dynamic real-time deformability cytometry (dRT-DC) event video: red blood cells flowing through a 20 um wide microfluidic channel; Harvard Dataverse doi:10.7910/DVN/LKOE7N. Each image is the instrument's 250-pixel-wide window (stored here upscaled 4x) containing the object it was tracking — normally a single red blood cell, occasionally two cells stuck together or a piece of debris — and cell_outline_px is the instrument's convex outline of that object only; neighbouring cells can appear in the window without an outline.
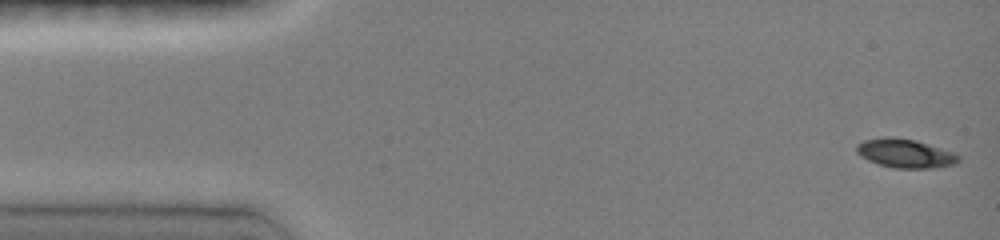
{"species": "common noctule bat (a hibernating species)", "species_latin": "Nyctalus noctula", "temperature_condition": "room temperature", "stored_images_in_passage": 34, "camera_frame_rate_fps": 3000, "um_per_image_px": 0.085, "animal": {"sex": "female", "body_mass_g": 19.0, "forearm_length_mm": 51.5}, "frame": {"image": 1, "passage_image": 1, "time_ms": 0.0, "image_size_px": [1000, 240], "cell_outline_px": [[960, 160], [952, 164], [932, 168], [892, 168], [868, 160], [856, 152], [856, 144], [864, 140], [888, 136], [916, 140], [952, 152], [960, 156]], "centroid_in_image_um": [76.91, 13.03], "position_along_channel_um": 8.1, "area_um2": 16.94}}